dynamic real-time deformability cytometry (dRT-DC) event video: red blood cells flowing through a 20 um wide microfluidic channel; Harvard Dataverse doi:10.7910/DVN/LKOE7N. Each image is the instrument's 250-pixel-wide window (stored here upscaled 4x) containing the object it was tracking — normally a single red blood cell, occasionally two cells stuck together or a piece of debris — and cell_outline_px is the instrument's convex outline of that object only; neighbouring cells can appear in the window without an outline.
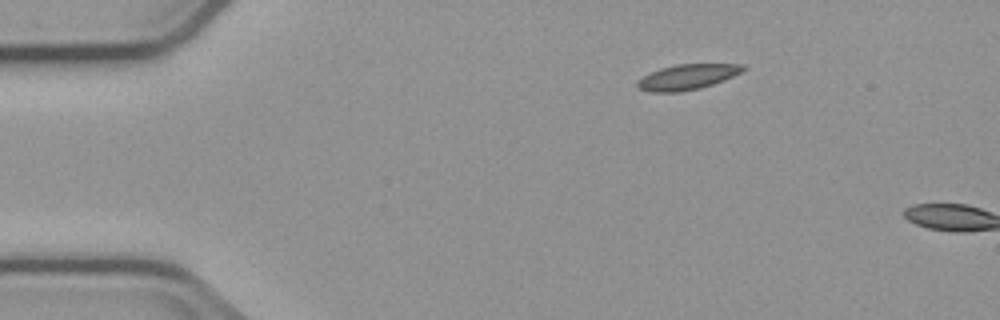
{"species": "common noctule bat (a hibernating species)", "species_latin": "Nyctalus noctula", "temperature_condition": "cold", "stored_images_in_passage": 2, "camera_frame_rate_fps": 3000, "um_per_image_px": 0.085, "animal": {"sex": "male", "body_mass_g": 23.1, "forearm_length_mm": 52.7}, "frame": {"image": 1, "passage_image": 1, "time_ms": 0.0, "image_size_px": [1000, 320], "cell_outline_px": [[748, 68], [724, 80], [700, 88], [680, 92], [648, 92], [640, 88], [636, 84], [636, 80], [648, 72], [660, 68], [676, 64], [744, 64]], "centroid_in_image_um": [58.38, 6.53], "position_along_channel_um": 26.6, "area_um2": 15.72}}